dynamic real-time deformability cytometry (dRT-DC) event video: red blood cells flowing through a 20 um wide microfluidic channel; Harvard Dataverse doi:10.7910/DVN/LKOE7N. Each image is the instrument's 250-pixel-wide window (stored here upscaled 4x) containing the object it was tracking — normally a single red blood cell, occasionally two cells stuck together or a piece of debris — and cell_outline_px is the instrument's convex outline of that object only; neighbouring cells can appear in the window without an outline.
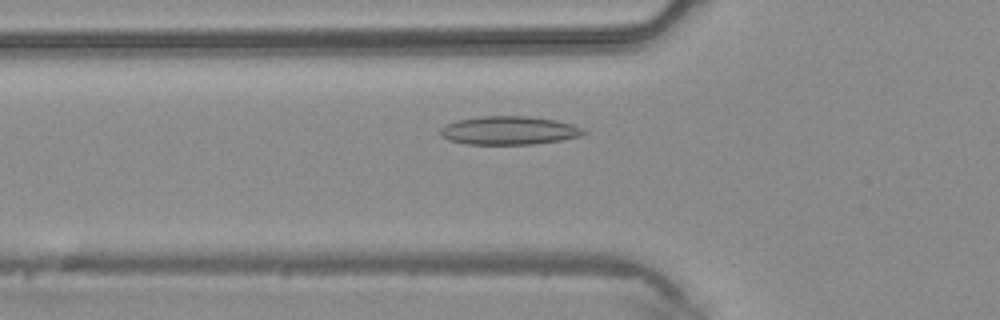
{"species": "common noctule bat (a hibernating species)", "species_latin": "Nyctalus noctula", "temperature_condition": "warm", "stored_images_in_passage": 41, "camera_frame_rate_fps": 3000, "um_per_image_px": 0.085, "animal": {"sex": "male", "body_mass_g": 20.4}, "frame": {"image": 1, "passage_image": 13, "time_ms": 4.0, "image_size_px": [1000, 320], "cell_outline_px": [[588, 132], [580, 136], [560, 140], [532, 144], [468, 144], [448, 140], [440, 136], [440, 128], [456, 120], [480, 116], [528, 116], [556, 120], [572, 124]], "centroid_in_image_um": [43.24, 11.08], "position_along_channel_um": 82.6, "area_um2": 23.7}}
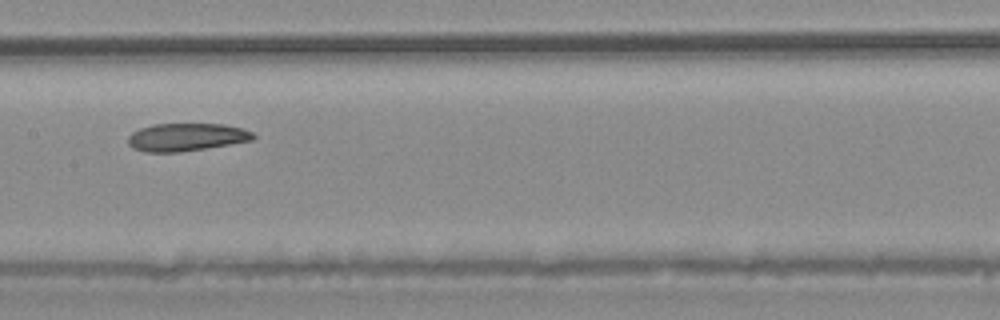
{"frame": {"image": 2, "passage_image": 20, "time_ms": 6.333, "image_size_px": [1000, 320], "cell_outline_px": [[256, 136], [252, 140], [180, 152], [144, 152], [132, 148], [128, 144], [128, 136], [132, 132], [140, 128], [152, 124], [224, 124], [244, 128], [252, 132]], "centroid_in_image_um": [15.81, 11.65], "position_along_channel_um": 191.6, "area_um2": 20.29}}
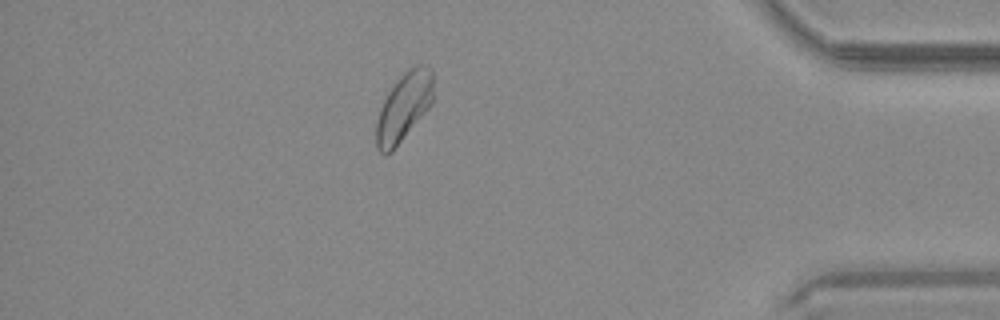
{"frame": {"image": 3, "passage_image": 36, "time_ms": 11.667, "image_size_px": [1000, 320], "cell_outline_px": [[432, 104], [392, 152], [384, 156], [376, 148], [376, 124], [380, 108], [388, 92], [396, 80], [408, 68], [416, 64], [424, 64], [432, 68]], "centroid_in_image_um": [34.31, 9.09], "position_along_channel_um": 400.9, "area_um2": 22.83}}